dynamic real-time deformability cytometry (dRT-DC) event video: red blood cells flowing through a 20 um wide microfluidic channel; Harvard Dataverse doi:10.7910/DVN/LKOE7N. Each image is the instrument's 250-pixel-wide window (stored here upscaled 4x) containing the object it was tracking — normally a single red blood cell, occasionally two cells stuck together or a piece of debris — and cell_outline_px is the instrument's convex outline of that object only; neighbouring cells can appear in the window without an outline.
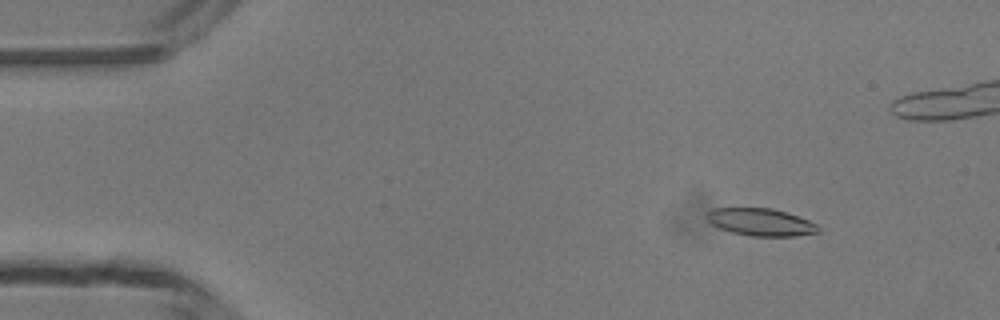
{"species": "common noctule bat (a hibernating species)", "species_latin": "Nyctalus noctula", "temperature_condition": "room temperature", "stored_images_in_passage": 50, "camera_frame_rate_fps": 3000, "um_per_image_px": 0.085, "animal": {"sex": "male", "body_mass_g": 13.3}, "frame": {"image": 1, "passage_image": 6, "time_ms": 1.667, "image_size_px": [1000, 320], "cell_outline_px": [[820, 232], [796, 236], [752, 236], [732, 232], [720, 228], [712, 224], [704, 216], [712, 208], [772, 208], [788, 212], [808, 220], [816, 224], [820, 228]], "centroid_in_image_um": [64.68, 18.87], "position_along_channel_um": 20.3, "area_um2": 17.86}}
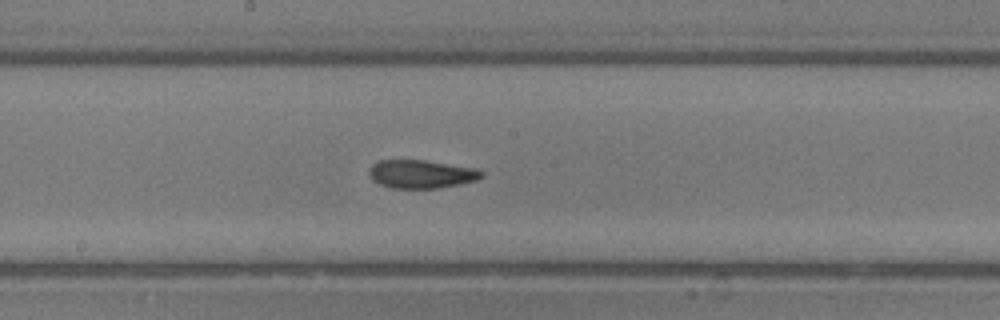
{"frame": {"image": 2, "passage_image": 26, "time_ms": 8.333, "image_size_px": [1000, 320], "cell_outline_px": [[484, 176], [476, 180], [460, 184], [440, 188], [392, 188], [380, 184], [372, 180], [368, 172], [372, 164], [380, 160], [424, 160], [476, 168], [484, 172]], "centroid_in_image_um": [35.82, 14.79], "position_along_channel_um": 212.4, "area_um2": 18.61}}
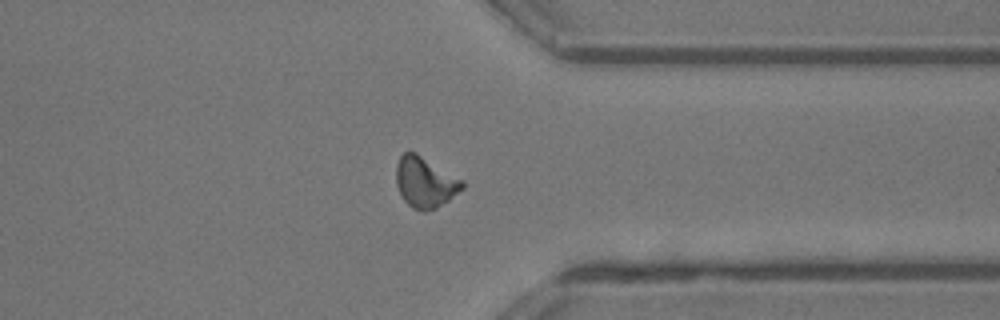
{"frame": {"image": 3, "passage_image": 38, "time_ms": 12.333, "image_size_px": [1000, 320], "cell_outline_px": [[464, 188], [448, 200], [436, 208], [424, 212], [412, 208], [404, 200], [396, 184], [396, 164], [400, 156], [404, 152], [416, 152], [464, 180]], "centroid_in_image_um": [36.14, 15.48], "position_along_channel_um": 375.3, "area_um2": 19.59}, "authors_computed_cell_mechanics": {"area_um2": 18.496, "velocity_mm_per_s": 4.1876, "shape_relaxation_time_tau1_ms": 7.0889, "shape_relaxation_time_tau2_ms": 1.7653, "deformation_change_tau1": 0.197, "deformation_change_tau2": 0.0901}}